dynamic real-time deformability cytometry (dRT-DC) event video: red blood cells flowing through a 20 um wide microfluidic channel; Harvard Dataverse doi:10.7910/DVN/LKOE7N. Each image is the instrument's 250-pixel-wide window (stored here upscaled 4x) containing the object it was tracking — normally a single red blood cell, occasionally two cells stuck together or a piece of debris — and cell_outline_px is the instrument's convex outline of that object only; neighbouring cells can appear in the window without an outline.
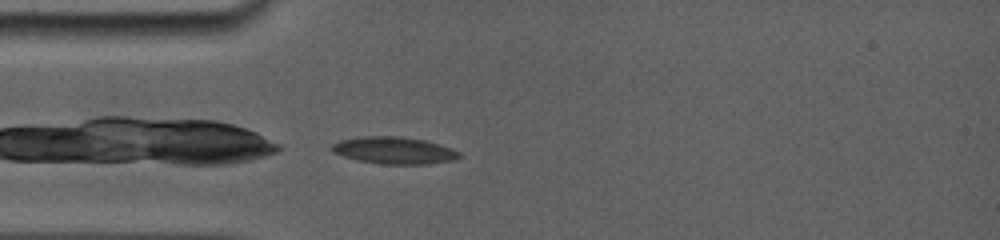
{"species": "common noctule bat (a hibernating species)", "species_latin": "Nyctalus noctula", "temperature_condition": "room temperature", "stored_images_in_passage": 50, "camera_frame_rate_fps": 5000, "um_per_image_px": 0.085, "animal": {"sex": "female", "body_mass_g": 19.0, "forearm_length_mm": 56.7}, "frame": {"image": 1, "passage_image": 2, "time_ms": 0.2, "image_size_px": [1000, 240], "cell_outline_px": [[464, 156], [456, 160], [428, 164], [384, 164], [356, 160], [332, 152], [332, 144], [340, 140], [364, 136], [400, 136], [424, 140], [440, 144], [452, 148], [460, 152]], "centroid_in_image_um": [33.56, 12.79], "position_along_channel_um": 51.4, "area_um2": 20.23}}
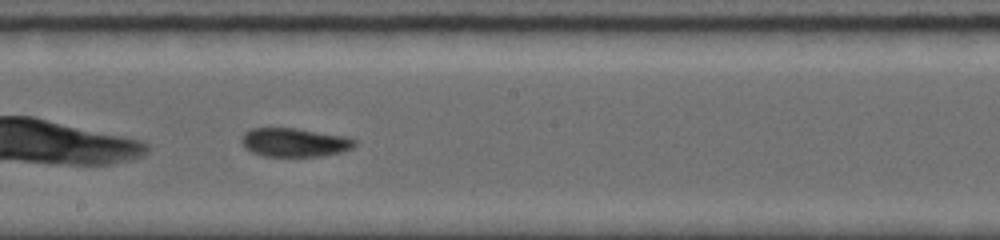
{"frame": {"image": 2, "passage_image": 25, "time_ms": 4.8, "image_size_px": [1000, 240], "cell_outline_px": [[356, 144], [352, 148], [340, 152], [320, 156], [264, 156], [252, 152], [244, 148], [240, 140], [240, 136], [244, 132], [252, 128], [296, 128], [344, 136], [356, 140]], "centroid_in_image_um": [24.98, 12.1], "position_along_channel_um": 223.2, "area_um2": 18.96}}
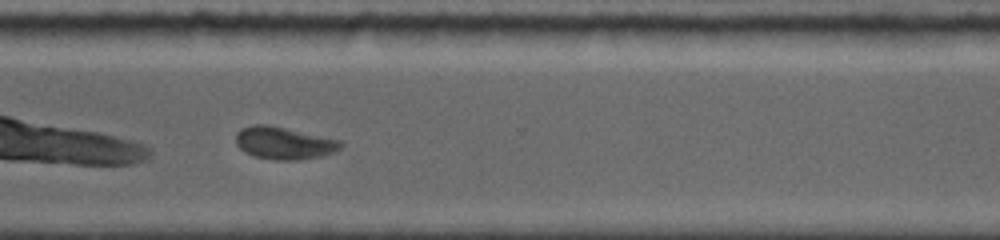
{"frame": {"image": 3, "passage_image": 40, "time_ms": 8.0, "image_size_px": [1000, 240], "cell_outline_px": [[344, 144], [340, 148], [332, 152], [320, 156], [296, 160], [276, 160], [256, 156], [240, 148], [236, 144], [236, 132], [240, 128], [252, 124], [268, 124], [340, 140]], "centroid_in_image_um": [24.11, 12.14], "position_along_channel_um": 346.5, "area_um2": 19.59}, "authors_computed_cell_mechanics": {"area_um2": 19.6231, "velocity_mm_per_s": 3.8443, "shape_relaxation_time_tau1_ms": null, "shape_relaxation_time_tau2_ms": 3.3622, "deformation_change_tau1": null, "deformation_change_tau2": 0.0759}}